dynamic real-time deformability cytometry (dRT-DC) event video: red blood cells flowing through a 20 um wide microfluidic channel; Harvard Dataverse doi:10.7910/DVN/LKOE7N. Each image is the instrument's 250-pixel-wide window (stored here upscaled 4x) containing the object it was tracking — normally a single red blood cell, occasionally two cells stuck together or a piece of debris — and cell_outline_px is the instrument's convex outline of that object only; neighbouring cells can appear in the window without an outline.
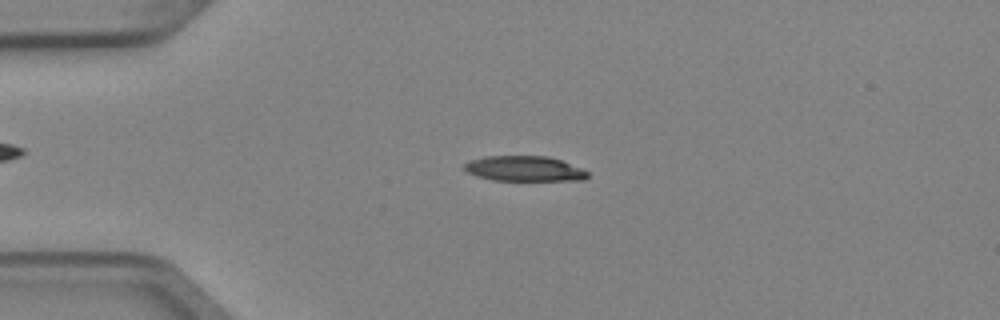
{"species": "Egyptian fruit bat (a non-hibernating species)", "species_latin": "Rousettus aegyptiacus", "temperature_condition": "cold", "stored_images_in_passage": 3, "camera_frame_rate_fps": 3000, "um_per_image_px": 0.085, "animal": {"sex": "female"}, "frame": {"image": 1, "passage_image": 2, "time_ms": 0.333, "image_size_px": [1000, 320], "cell_outline_px": [[588, 176], [584, 180], [492, 180], [476, 176], [468, 172], [464, 168], [464, 164], [472, 160], [484, 156], [548, 156], [560, 160], [580, 168], [588, 172]], "centroid_in_image_um": [44.55, 14.33], "position_along_channel_um": 40.4, "area_um2": 17.92}}